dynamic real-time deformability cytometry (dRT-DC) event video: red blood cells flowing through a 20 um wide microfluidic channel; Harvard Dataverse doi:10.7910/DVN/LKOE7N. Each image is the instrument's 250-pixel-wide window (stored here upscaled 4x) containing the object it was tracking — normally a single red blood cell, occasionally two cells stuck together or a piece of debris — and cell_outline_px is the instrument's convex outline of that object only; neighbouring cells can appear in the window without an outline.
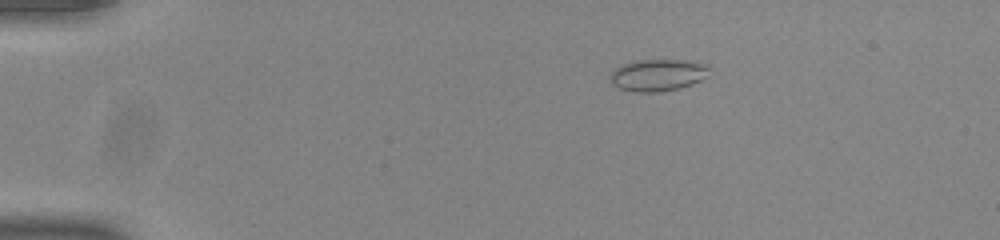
{"species": "common noctule bat (a hibernating species)", "species_latin": "Nyctalus noctula", "temperature_condition": "room temperature", "stored_images_in_passage": 44, "camera_frame_rate_fps": 3000, "um_per_image_px": 0.085, "animal": {"sex": "male", "body_mass_g": 20.0, "forearm_length_mm": 53.3}, "frame": {"image": 1, "passage_image": 1, "time_ms": 0.0, "image_size_px": [1000, 240], "cell_outline_px": [[708, 68], [704, 76], [700, 80], [692, 84], [676, 88], [656, 92], [636, 92], [620, 88], [612, 84], [608, 76], [616, 68], [624, 64], [636, 60], [692, 60], [708, 64]], "centroid_in_image_um": [55.88, 6.36], "position_along_channel_um": 29.1, "area_um2": 18.21}}
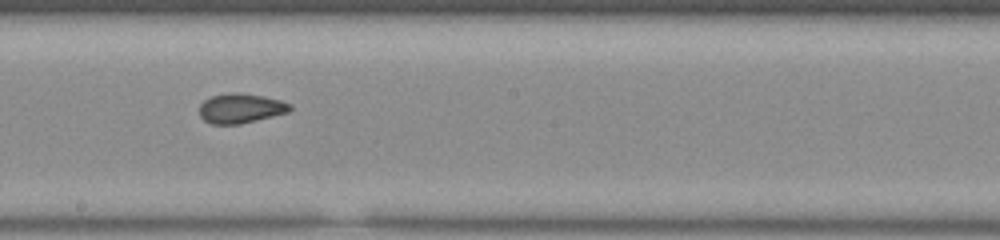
{"frame": {"image": 2, "passage_image": 22, "time_ms": 7.0, "image_size_px": [1000, 240], "cell_outline_px": [[292, 108], [288, 112], [240, 124], [212, 124], [204, 120], [200, 116], [200, 104], [204, 100], [212, 96], [232, 92], [240, 92], [264, 96], [280, 100], [292, 104]], "centroid_in_image_um": [20.46, 9.2], "position_along_channel_um": 227.7, "area_um2": 15.66}}
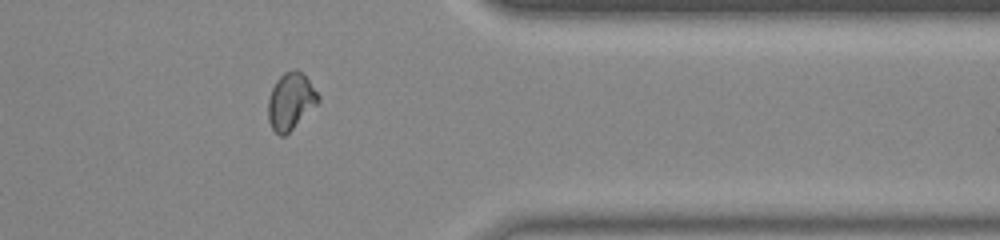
{"frame": {"image": 3, "passage_image": 35, "time_ms": 11.333, "image_size_px": [1000, 240], "cell_outline_px": [[320, 100], [284, 136], [280, 136], [272, 128], [268, 120], [268, 100], [272, 88], [276, 80], [284, 72], [292, 68], [296, 68], [308, 80], [320, 96]], "centroid_in_image_um": [24.68, 8.57], "position_along_channel_um": 386.7, "area_um2": 16.24}, "authors_computed_cell_mechanics": {"area_um2": 16.0395, "velocity_mm_per_s": 3.9055, "shape_relaxation_time_tau1_ms": null, "shape_relaxation_time_tau2_ms": 0.8993, "deformation_change_tau1": null, "deformation_change_tau2": 0.0544}}